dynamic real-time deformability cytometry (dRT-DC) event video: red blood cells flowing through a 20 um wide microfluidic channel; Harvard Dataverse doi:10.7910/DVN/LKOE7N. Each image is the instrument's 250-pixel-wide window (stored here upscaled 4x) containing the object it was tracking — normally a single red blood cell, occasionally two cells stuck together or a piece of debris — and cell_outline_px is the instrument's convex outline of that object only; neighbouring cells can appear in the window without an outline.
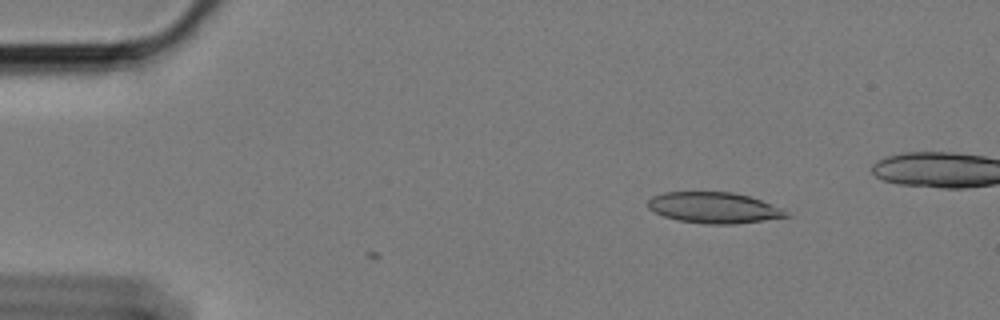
{"species": "Egyptian fruit bat (a non-hibernating species)", "species_latin": "Rousettus aegyptiacus", "temperature_condition": "cold", "stored_images_in_passage": 2, "camera_frame_rate_fps": 3000, "um_per_image_px": 0.085, "animal": {"sex": "female"}, "frame": {"image": 1, "passage_image": 2, "time_ms": 0.333, "image_size_px": [1000, 320], "cell_outline_px": [[792, 216], [736, 224], [704, 224], [680, 220], [664, 216], [648, 208], [648, 200], [652, 196], [664, 192], [732, 192], [748, 196], [784, 208]], "centroid_in_image_um": [60.72, 17.66], "position_along_channel_um": 24.3, "area_um2": 24.91}}